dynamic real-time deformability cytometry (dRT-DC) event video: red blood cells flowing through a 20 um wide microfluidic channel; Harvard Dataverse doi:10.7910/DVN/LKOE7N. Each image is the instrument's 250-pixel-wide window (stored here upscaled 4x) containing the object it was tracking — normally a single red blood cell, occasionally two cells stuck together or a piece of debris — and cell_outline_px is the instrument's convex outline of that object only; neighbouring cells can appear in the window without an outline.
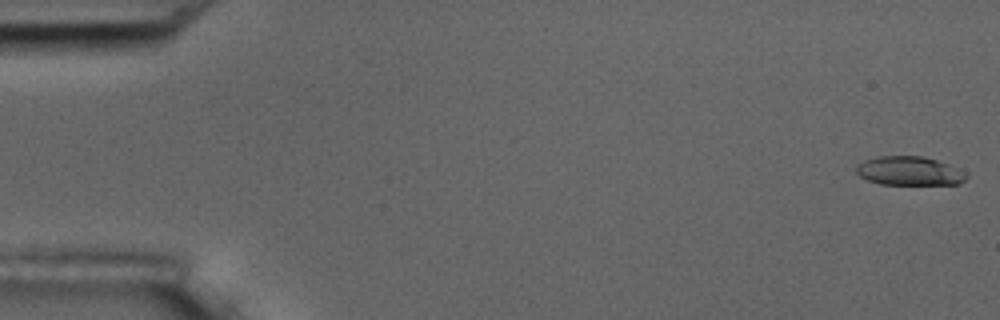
{"species": "common noctule bat (a hibernating species)", "species_latin": "Nyctalus noctula", "temperature_condition": "room temperature", "stored_images_in_passage": 56, "camera_frame_rate_fps": 3000, "um_per_image_px": 0.085, "animal": {"sex": "male", "body_mass_g": 17.5, "forearm_length_mm": 52.3}, "frame": {"image": 1, "passage_image": 1, "time_ms": 0.0, "image_size_px": [1000, 320], "cell_outline_px": [[968, 176], [960, 184], [880, 184], [868, 180], [860, 176], [856, 172], [856, 168], [864, 160], [876, 156], [920, 156], [936, 160], [948, 164]], "centroid_in_image_um": [77.25, 14.53], "position_along_channel_um": 7.7, "area_um2": 18.21}}
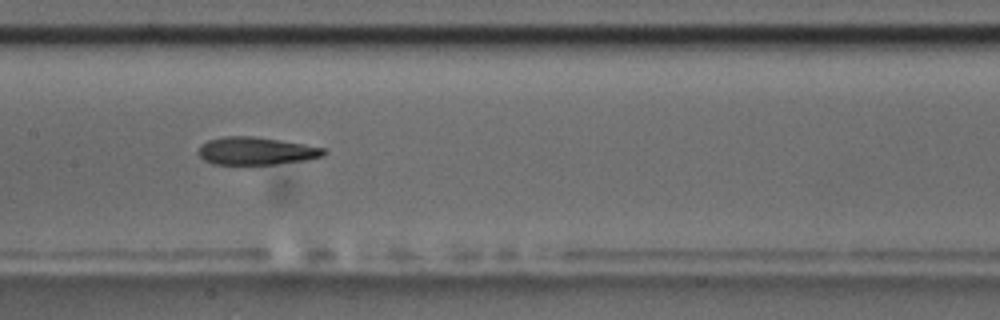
{"frame": {"image": 2, "passage_image": 28, "time_ms": 9.0, "image_size_px": [1000, 320], "cell_outline_px": [[328, 152], [324, 156], [308, 160], [276, 164], [212, 164], [204, 160], [196, 152], [200, 144], [208, 140], [224, 136], [252, 136], [280, 140], [304, 144], [324, 148]], "centroid_in_image_um": [21.76, 12.83], "position_along_channel_um": 185.6, "area_um2": 20.46}}
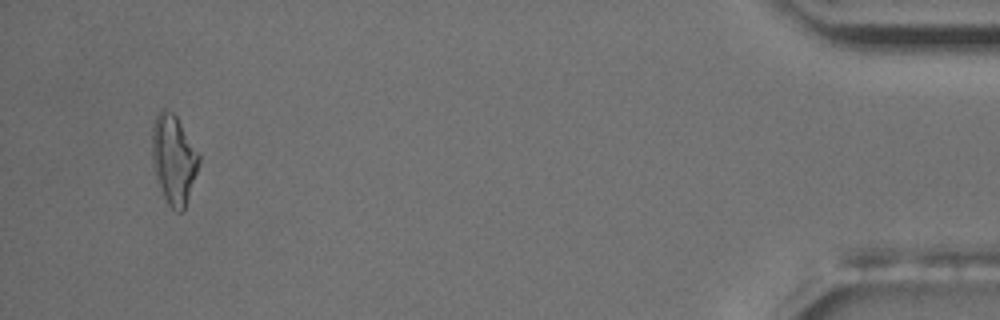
{"frame": {"image": 3, "passage_image": 54, "time_ms": 17.667, "image_size_px": [1000, 320], "cell_outline_px": [[200, 164], [184, 212], [176, 212], [168, 204], [156, 184], [152, 164], [152, 124], [156, 116], [164, 108], [172, 112], [176, 116], [200, 156]], "centroid_in_image_um": [14.75, 13.61], "position_along_channel_um": 420.5, "area_um2": 24.68}, "authors_computed_cell_mechanics": {"area_um2": 20.6924, "velocity_mm_per_s": 3.5868, "shape_relaxation_time_tau1_ms": 5.9553, "shape_relaxation_time_tau2_ms": 3.4068, "deformation_change_tau1": 0.2037, "deformation_change_tau2": 0.1398}}